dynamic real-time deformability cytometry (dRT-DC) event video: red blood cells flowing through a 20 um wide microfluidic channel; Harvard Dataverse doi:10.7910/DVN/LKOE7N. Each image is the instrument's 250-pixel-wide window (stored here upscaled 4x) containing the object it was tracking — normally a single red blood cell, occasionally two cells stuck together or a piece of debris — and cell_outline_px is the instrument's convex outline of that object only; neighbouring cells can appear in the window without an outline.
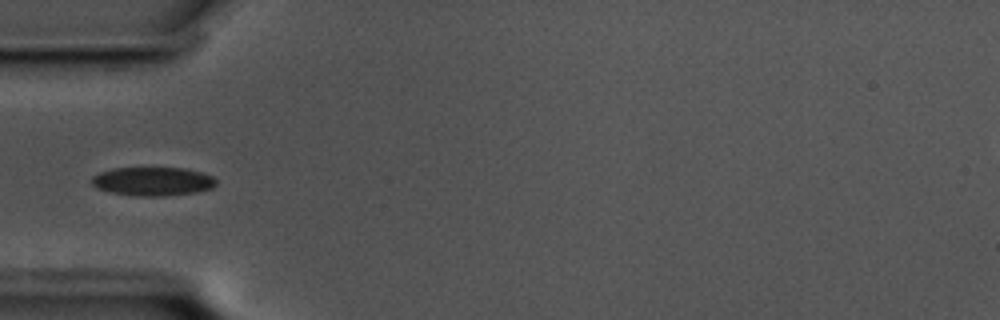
{"species": "common noctule bat (a hibernating species)", "species_latin": "Nyctalus noctula", "temperature_condition": "cold", "stored_images_in_passage": 41, "camera_frame_rate_fps": 3000, "um_per_image_px": 0.085, "animal": {"sex": "male", "body_mass_g": 17.5, "forearm_length_mm": 52.3}, "frame": {"image": 1, "passage_image": 1, "time_ms": 0.0, "image_size_px": [1000, 320], "cell_outline_px": [[216, 184], [212, 188], [196, 192], [164, 196], [136, 196], [108, 192], [96, 188], [92, 184], [92, 176], [100, 172], [112, 168], [184, 168], [200, 172], [212, 176], [216, 180]], "centroid_in_image_um": [12.96, 15.42], "position_along_channel_um": 72.0, "area_um2": 20.87}}
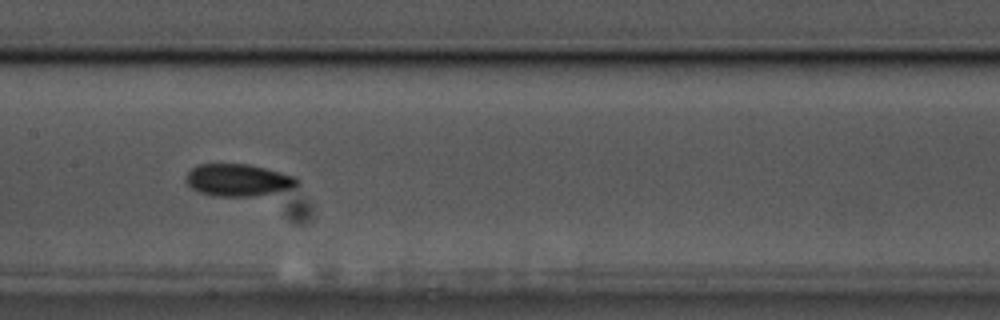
{"frame": {"image": 2, "passage_image": 11, "time_ms": 3.333, "image_size_px": [1000, 320], "cell_outline_px": [[300, 184], [292, 188], [256, 196], [216, 196], [200, 192], [192, 188], [184, 180], [184, 176], [196, 164], [248, 164], [296, 176], [300, 180]], "centroid_in_image_um": [20.24, 15.3], "position_along_channel_um": 187.2, "area_um2": 20.92}}
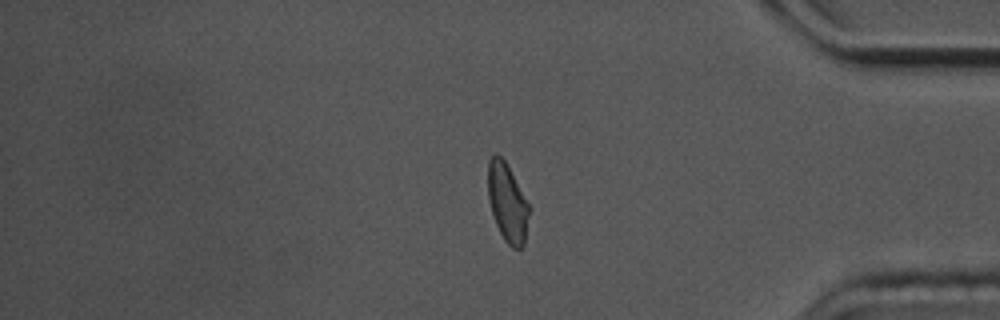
{"frame": {"image": 3, "passage_image": 31, "time_ms": 10.0, "image_size_px": [1000, 320], "cell_outline_px": [[528, 216], [524, 244], [520, 248], [512, 248], [504, 240], [496, 224], [488, 200], [488, 160], [496, 152], [504, 160], [528, 204]], "centroid_in_image_um": [43.09, 17.23], "position_along_channel_um": 392.1, "area_um2": 18.26}}